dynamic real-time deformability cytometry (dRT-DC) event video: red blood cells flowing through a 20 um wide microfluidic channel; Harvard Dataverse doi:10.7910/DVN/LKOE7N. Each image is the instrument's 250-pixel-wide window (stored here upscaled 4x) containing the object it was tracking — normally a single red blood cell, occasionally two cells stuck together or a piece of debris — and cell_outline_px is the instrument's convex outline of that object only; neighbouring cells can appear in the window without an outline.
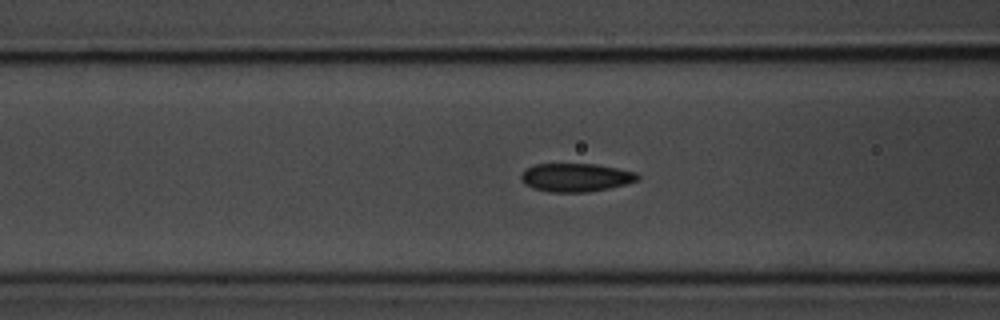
{"species": "common noctule bat (a hibernating species)", "species_latin": "Nyctalus noctula", "temperature_condition": "room temperature", "stored_images_in_passage": 40, "camera_frame_rate_fps": 3000, "um_per_image_px": 0.085, "animal": {"sex": "male", "body_mass_g": 20.1, "forearm_length_mm": 53.5}, "frame": {"image": 1, "passage_image": 6, "time_ms": 1.667, "image_size_px": [1000, 320], "cell_outline_px": [[640, 180], [608, 188], [588, 192], [548, 192], [532, 188], [524, 184], [520, 180], [520, 176], [528, 168], [536, 164], [596, 164], [636, 172], [640, 176]], "centroid_in_image_um": [48.94, 15.09], "position_along_channel_um": 117.7, "area_um2": 19.25}}
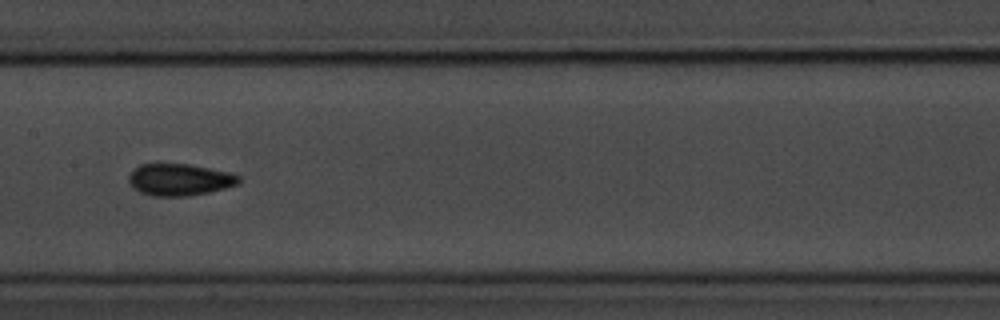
{"frame": {"image": 2, "passage_image": 12, "time_ms": 3.667, "image_size_px": [1000, 320], "cell_outline_px": [[240, 184], [208, 192], [188, 196], [152, 196], [140, 192], [132, 188], [128, 180], [128, 176], [132, 168], [140, 164], [192, 164], [228, 172], [240, 176]], "centroid_in_image_um": [15.23, 15.27], "position_along_channel_um": 192.2, "area_um2": 20.63}}
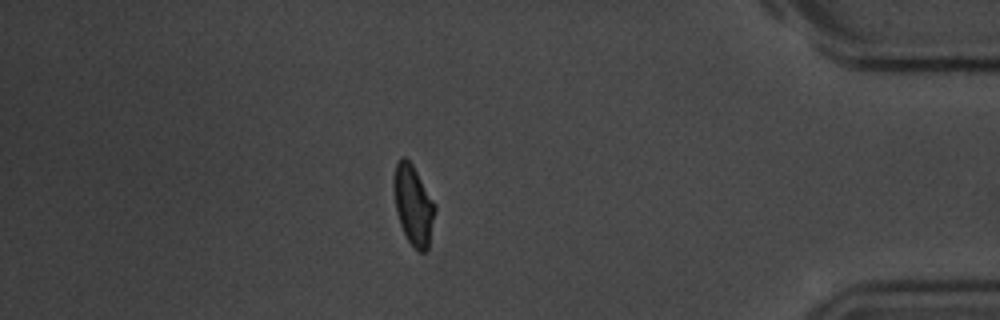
{"frame": {"image": 3, "passage_image": 32, "time_ms": 10.333, "image_size_px": [1000, 320], "cell_outline_px": [[436, 208], [428, 248], [424, 252], [420, 252], [408, 240], [400, 224], [396, 208], [392, 184], [392, 180], [396, 164], [400, 156], [404, 156], [412, 164], [436, 204]], "centroid_in_image_um": [35.12, 17.38], "position_along_channel_um": 400.1, "area_um2": 19.07}, "authors_computed_cell_mechanics": {"area_um2": 19.074, "velocity_mm_per_s": 3.7185, "shape_relaxation_time_tau1_ms": 2.4144, "shape_relaxation_time_tau2_ms": 1.49, "deformation_change_tau1": 0.1167, "deformation_change_tau2": 0.0667}}